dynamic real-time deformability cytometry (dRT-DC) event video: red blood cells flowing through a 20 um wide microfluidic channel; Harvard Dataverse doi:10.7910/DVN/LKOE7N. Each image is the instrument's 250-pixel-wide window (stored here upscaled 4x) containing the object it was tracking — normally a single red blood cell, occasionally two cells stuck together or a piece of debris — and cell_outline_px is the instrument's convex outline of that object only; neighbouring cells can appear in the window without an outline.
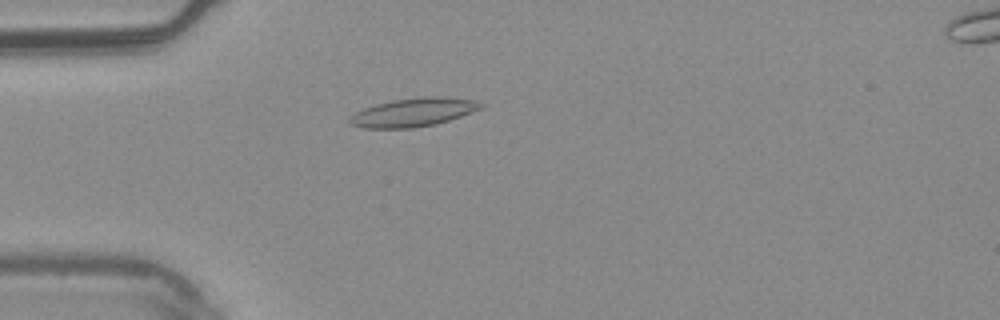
{"species": "common noctule bat (a hibernating species)", "species_latin": "Nyctalus noctula", "temperature_condition": "warm", "stored_images_in_passage": 3, "camera_frame_rate_fps": 3000, "um_per_image_px": 0.085, "animal": {"sex": "male", "body_mass_g": 20.4}, "frame": {"image": 1, "passage_image": 2, "time_ms": 0.333, "image_size_px": [1000, 320], "cell_outline_px": [[484, 104], [480, 108], [460, 116], [436, 124], [412, 128], [360, 128], [352, 124], [348, 120], [356, 112], [364, 108], [376, 104], [392, 100], [424, 96], [440, 96], [476, 100]], "centroid_in_image_um": [35.12, 9.54], "position_along_channel_um": 49.9, "area_um2": 21.62}}